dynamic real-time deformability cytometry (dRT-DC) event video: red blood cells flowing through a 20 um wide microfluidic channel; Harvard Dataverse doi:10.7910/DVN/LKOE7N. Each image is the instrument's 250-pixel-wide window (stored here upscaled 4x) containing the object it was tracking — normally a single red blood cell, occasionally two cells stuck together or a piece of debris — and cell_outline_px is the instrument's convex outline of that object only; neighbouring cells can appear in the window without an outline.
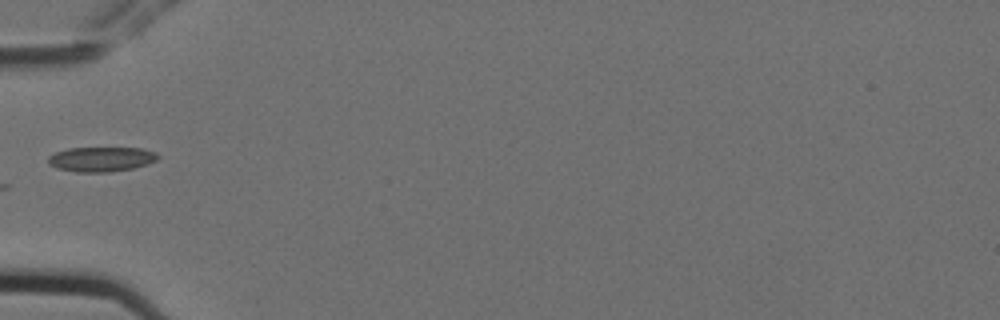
{"species": "Egyptian fruit bat (a non-hibernating species)", "species_latin": "Rousettus aegyptiacus", "temperature_condition": "cold", "stored_images_in_passage": 4, "camera_frame_rate_fps": 3000, "um_per_image_px": 0.085, "animal": {"sex": "female"}, "frame": {"image": 1, "passage_image": 4, "time_ms": 1.0, "image_size_px": [1000, 320], "cell_outline_px": [[160, 156], [156, 160], [148, 164], [132, 168], [108, 172], [76, 172], [56, 168], [48, 164], [48, 156], [56, 152], [68, 148], [144, 148], [156, 152]], "centroid_in_image_um": [8.6, 13.53], "position_along_channel_um": 76.4, "area_um2": 15.9}}